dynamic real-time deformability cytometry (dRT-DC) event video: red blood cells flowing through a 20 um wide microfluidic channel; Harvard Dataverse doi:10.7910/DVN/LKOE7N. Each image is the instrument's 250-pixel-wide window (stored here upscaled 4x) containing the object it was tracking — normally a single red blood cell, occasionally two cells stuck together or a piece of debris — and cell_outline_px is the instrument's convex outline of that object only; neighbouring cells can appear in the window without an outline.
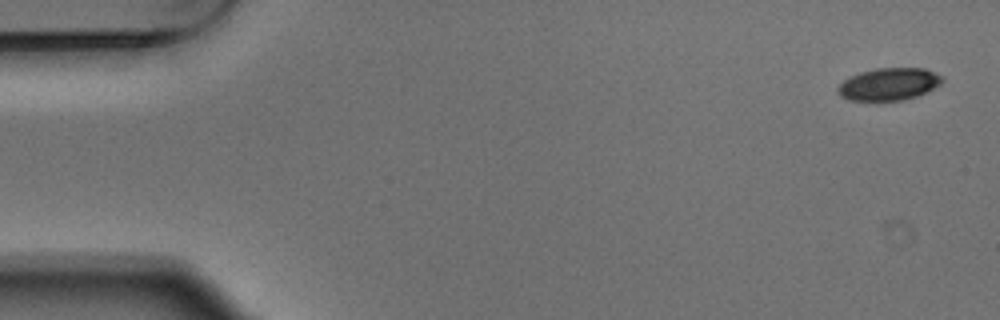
{"species": "Egyptian fruit bat (a non-hibernating species)", "species_latin": "Rousettus aegyptiacus", "temperature_condition": "warm", "stored_images_in_passage": 5, "camera_frame_rate_fps": 3000, "um_per_image_px": 0.085, "animal": {"sex": "male"}, "frame": {"image": 1, "passage_image": 1, "time_ms": 0.0, "image_size_px": [1000, 320], "cell_outline_px": [[944, 80], [940, 84], [916, 96], [900, 100], [848, 100], [840, 96], [836, 92], [836, 88], [848, 76], [860, 72], [876, 68], [924, 68], [944, 76]], "centroid_in_image_um": [75.52, 7.14], "position_along_channel_um": 9.5, "area_um2": 19.65}}
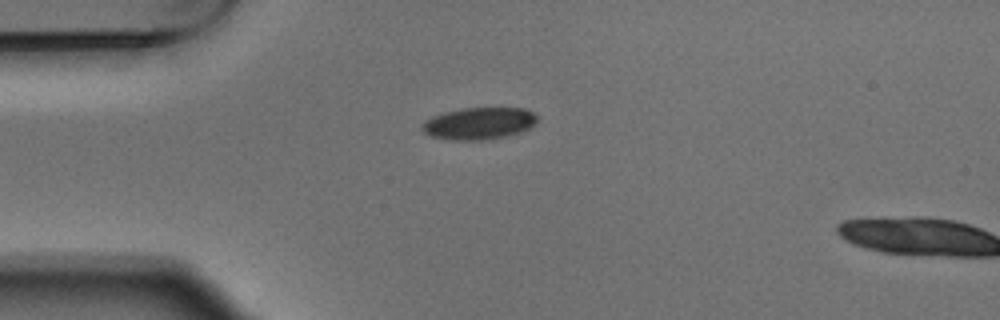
{"frame": {"image": 2, "passage_image": 4, "time_ms": 1.0, "image_size_px": [1000, 320], "cell_outline_px": [[536, 124], [520, 132], [504, 136], [484, 140], [452, 140], [432, 136], [424, 132], [420, 128], [420, 124], [424, 120], [432, 116], [444, 112], [460, 108], [524, 108], [532, 112], [536, 116]], "centroid_in_image_um": [40.66, 10.48], "position_along_channel_um": 44.3, "area_um2": 21.5}}